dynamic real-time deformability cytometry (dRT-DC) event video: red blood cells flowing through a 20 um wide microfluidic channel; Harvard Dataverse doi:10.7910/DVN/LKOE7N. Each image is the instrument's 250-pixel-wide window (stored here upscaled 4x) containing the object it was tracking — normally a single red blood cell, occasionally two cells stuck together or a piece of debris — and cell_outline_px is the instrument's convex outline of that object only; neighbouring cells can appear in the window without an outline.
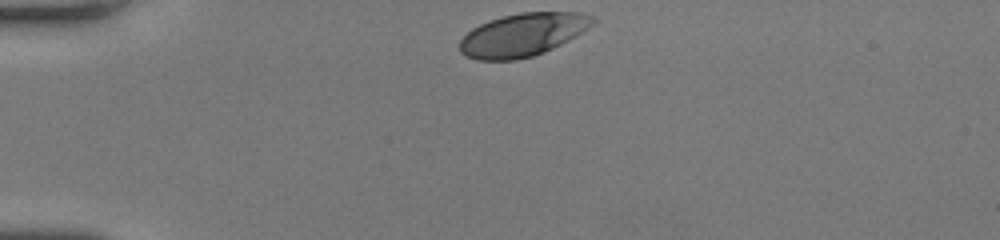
{"species": "human", "species_latin": "Homo sapiens", "temperature_condition": "room temperature", "stored_images_in_passage": 30, "camera_frame_rate_fps": 3000, "um_per_image_px": 0.085, "donor": {"sex": "female"}, "frame": {"image": 1, "passage_image": 1, "time_ms": 0.0, "image_size_px": [1000, 240], "cell_outline_px": [[596, 20], [592, 24], [568, 40], [544, 52], [532, 56], [516, 60], [476, 60], [464, 56], [460, 52], [460, 40], [472, 28], [488, 20], [520, 12], [580, 12], [596, 16]], "centroid_in_image_um": [44.4, 2.95], "position_along_channel_um": 40.6, "area_um2": 33.23}}
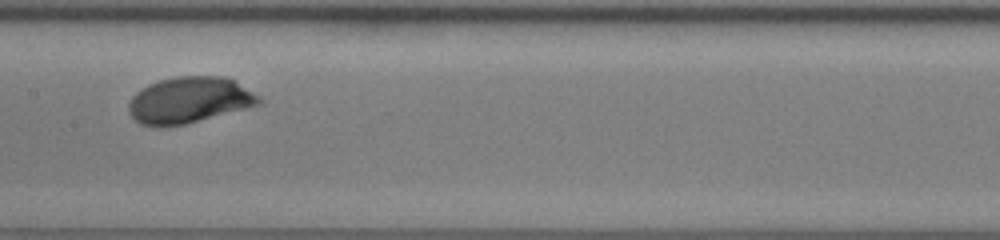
{"frame": {"image": 2, "passage_image": 15, "time_ms": 4.667, "image_size_px": [1000, 240], "cell_outline_px": [[264, 104], [184, 124], [160, 128], [156, 128], [140, 124], [128, 112], [128, 104], [132, 96], [136, 92], [148, 84], [160, 80], [176, 76], [224, 76], [232, 80], [260, 96], [264, 100]], "centroid_in_image_um": [16.08, 8.52], "position_along_channel_um": 191.3, "area_um2": 35.37}}
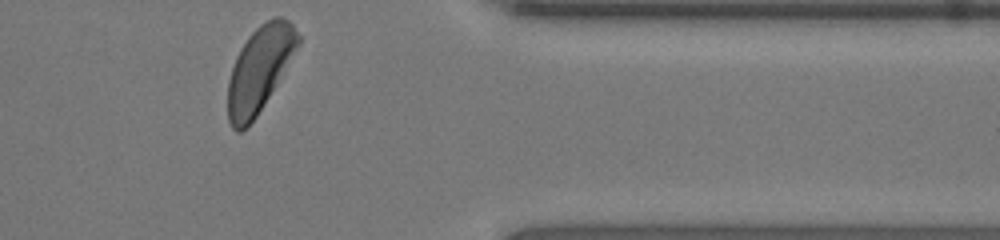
{"frame": {"image": 3, "passage_image": 30, "time_ms": 9.667, "image_size_px": [1000, 240], "cell_outline_px": [[300, 44], [276, 84], [256, 116], [248, 128], [240, 132], [236, 132], [232, 128], [228, 120], [228, 80], [236, 56], [240, 48], [248, 36], [260, 24], [276, 16], [284, 16], [292, 24], [300, 36]], "centroid_in_image_um": [22.05, 5.88], "position_along_channel_um": 389.4, "area_um2": 34.68}, "authors_computed_cell_mechanics": {"area_um2": 34.1309, "velocity_mm_per_s": 4.2204, "shape_relaxation_time_tau1_ms": 1.6989, "shape_relaxation_time_tau2_ms": null, "deformation_change_tau1": 0.1379, "deformation_change_tau2": null}}